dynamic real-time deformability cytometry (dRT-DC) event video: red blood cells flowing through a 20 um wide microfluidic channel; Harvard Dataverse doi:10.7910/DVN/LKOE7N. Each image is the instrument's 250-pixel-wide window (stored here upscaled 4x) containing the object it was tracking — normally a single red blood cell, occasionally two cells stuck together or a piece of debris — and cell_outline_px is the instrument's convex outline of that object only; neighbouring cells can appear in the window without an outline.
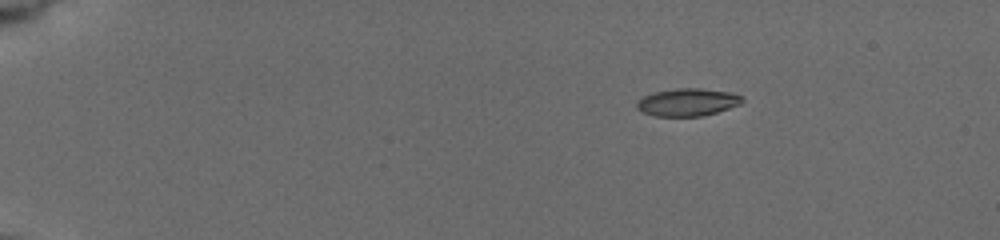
{"species": "common noctule bat (a hibernating species)", "species_latin": "Nyctalus noctula", "temperature_condition": "cold", "stored_images_in_passage": 12, "camera_frame_rate_fps": 3000, "um_per_image_px": 0.085, "animal": {"sex": "female", "body_mass_g": 19.5, "forearm_length_mm": 54.1}, "frame": {"image": 1, "passage_image": 1, "time_ms": 0.0, "image_size_px": [1000, 240], "cell_outline_px": [[744, 100], [740, 104], [716, 112], [700, 116], [656, 116], [640, 112], [636, 108], [636, 100], [644, 96], [656, 92], [676, 88], [700, 88], [732, 92], [740, 96]], "centroid_in_image_um": [58.4, 8.68], "position_along_channel_um": 26.6, "area_um2": 16.94}}
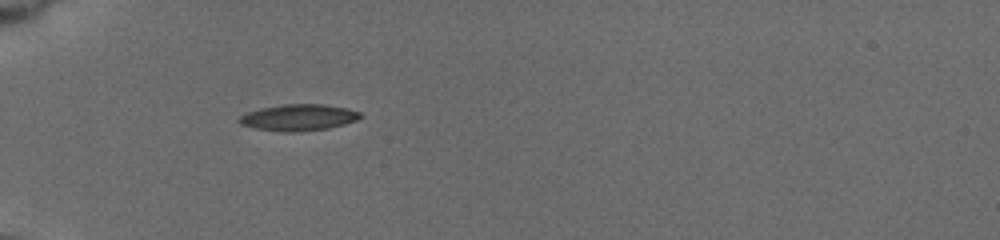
{"frame": {"image": 2, "passage_image": 11, "time_ms": 3.333, "image_size_px": [1000, 240], "cell_outline_px": [[360, 116], [356, 120], [344, 124], [328, 128], [300, 132], [284, 132], [256, 128], [240, 124], [236, 120], [240, 116], [248, 112], [260, 108], [284, 104], [324, 104], [348, 108], [360, 112]], "centroid_in_image_um": [25.36, 9.98], "position_along_channel_um": 59.6, "area_um2": 18.61}}